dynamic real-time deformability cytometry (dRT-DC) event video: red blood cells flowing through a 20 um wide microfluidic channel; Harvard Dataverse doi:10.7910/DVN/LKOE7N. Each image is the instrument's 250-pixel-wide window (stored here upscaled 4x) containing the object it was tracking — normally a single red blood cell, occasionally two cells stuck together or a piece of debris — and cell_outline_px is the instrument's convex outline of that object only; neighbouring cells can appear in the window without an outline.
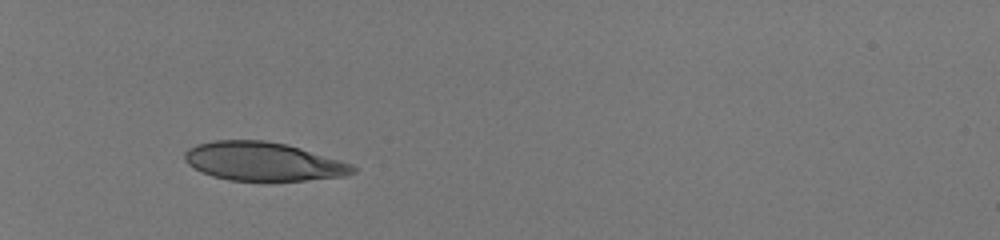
{"species": "human", "species_latin": "Homo sapiens", "temperature_condition": "room temperature", "stored_images_in_passage": 33, "camera_frame_rate_fps": 3000, "um_per_image_px": 0.085, "donor": {"sex": "male"}, "frame": {"image": 1, "passage_image": 1, "time_ms": 0.0, "image_size_px": [1000, 240], "cell_outline_px": [[356, 172], [344, 176], [308, 180], [228, 180], [212, 176], [200, 172], [188, 164], [184, 160], [184, 152], [188, 148], [196, 144], [212, 140], [264, 140], [288, 144], [340, 160], [352, 164], [356, 168]], "centroid_in_image_um": [22.34, 13.71], "position_along_channel_um": 62.7, "area_um2": 37.97}}
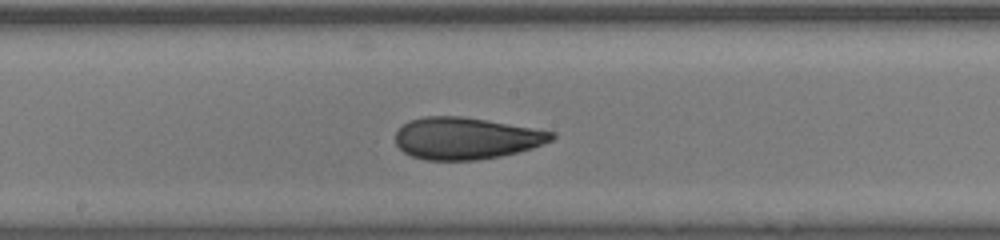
{"frame": {"image": 2, "passage_image": 14, "time_ms": 4.333, "image_size_px": [1000, 240], "cell_outline_px": [[556, 136], [552, 140], [532, 148], [500, 156], [476, 160], [424, 160], [412, 156], [404, 152], [396, 144], [396, 132], [408, 120], [424, 116], [464, 116], [488, 120], [556, 132]], "centroid_in_image_um": [39.61, 11.75], "position_along_channel_um": 208.6, "area_um2": 38.15}}
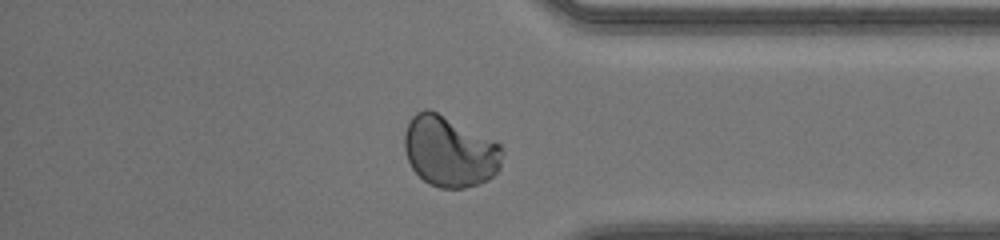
{"frame": {"image": 3, "passage_image": 28, "time_ms": 9.0, "image_size_px": [1000, 240], "cell_outline_px": [[504, 152], [500, 168], [488, 180], [464, 188], [440, 188], [428, 184], [412, 168], [408, 160], [404, 148], [404, 132], [412, 116], [416, 112], [424, 108], [428, 108], [500, 144]], "centroid_in_image_um": [38.2, 12.89], "position_along_channel_um": 397.0, "area_um2": 40.11}, "authors_computed_cell_mechanics": {"area_um2": 38.3792, "velocity_mm_per_s": 4.0978, "shape_relaxation_time_tau1_ms": 6.5991, "shape_relaxation_time_tau2_ms": null, "deformation_change_tau1": 0.2006, "deformation_change_tau2": null}}